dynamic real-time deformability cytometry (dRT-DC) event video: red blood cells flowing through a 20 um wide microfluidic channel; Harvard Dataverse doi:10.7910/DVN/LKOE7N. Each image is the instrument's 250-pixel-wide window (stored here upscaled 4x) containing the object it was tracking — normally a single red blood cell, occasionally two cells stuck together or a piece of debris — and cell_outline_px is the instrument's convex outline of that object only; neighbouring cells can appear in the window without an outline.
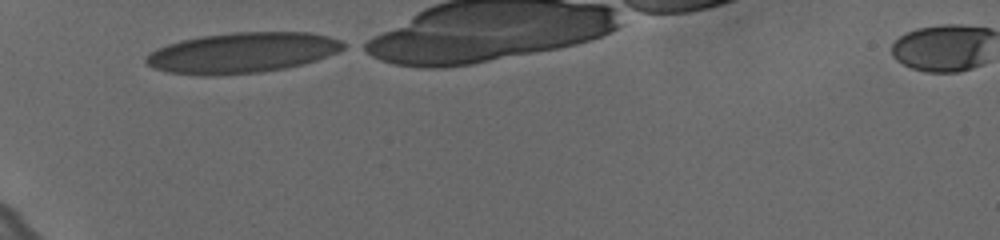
{"species": "human", "species_latin": "Homo sapiens", "temperature_condition": "cold", "stored_images_in_passage": 26, "camera_frame_rate_fps": 3000, "um_per_image_px": 0.085, "donor": {"sex": "female"}, "frame": {"image": 1, "passage_image": 1, "time_ms": 0.0, "image_size_px": [1000, 240], "cell_outline_px": [[348, 44], [344, 48], [336, 52], [316, 60], [304, 64], [264, 72], [216, 76], [200, 76], [168, 72], [152, 68], [144, 60], [144, 56], [168, 44], [180, 40], [200, 36], [232, 32], [308, 32], [328, 36], [340, 40]], "centroid_in_image_um": [20.57, 4.49], "position_along_channel_um": 64.4, "area_um2": 46.82}}
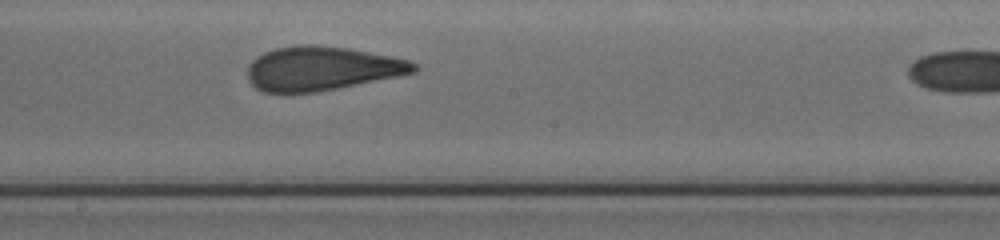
{"frame": {"image": 2, "passage_image": 15, "time_ms": 4.667, "image_size_px": [1000, 240], "cell_outline_px": [[420, 68], [416, 72], [316, 92], [264, 92], [256, 88], [248, 80], [248, 64], [256, 56], [264, 52], [276, 48], [300, 44], [312, 44], [348, 48], [392, 56], [408, 60], [416, 64]], "centroid_in_image_um": [27.33, 5.8], "position_along_channel_um": 220.9, "area_um2": 42.48}}
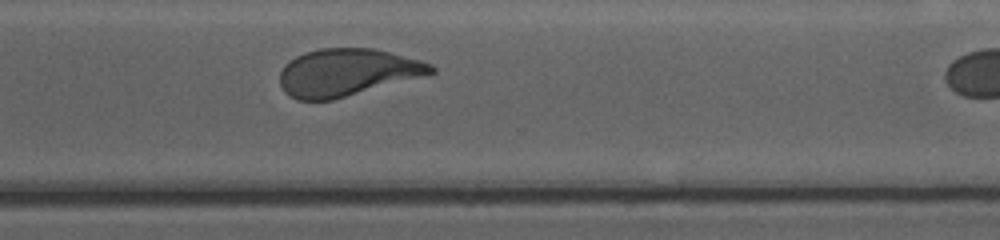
{"frame": {"image": 3, "passage_image": 25, "time_ms": 8.0, "image_size_px": [1000, 240], "cell_outline_px": [[436, 72], [332, 100], [296, 100], [284, 92], [280, 84], [280, 72], [284, 64], [296, 56], [304, 52], [320, 48], [376, 48], [420, 60], [432, 64], [436, 68]], "centroid_in_image_um": [29.47, 6.14], "position_along_channel_um": 341.1, "area_um2": 41.56}}